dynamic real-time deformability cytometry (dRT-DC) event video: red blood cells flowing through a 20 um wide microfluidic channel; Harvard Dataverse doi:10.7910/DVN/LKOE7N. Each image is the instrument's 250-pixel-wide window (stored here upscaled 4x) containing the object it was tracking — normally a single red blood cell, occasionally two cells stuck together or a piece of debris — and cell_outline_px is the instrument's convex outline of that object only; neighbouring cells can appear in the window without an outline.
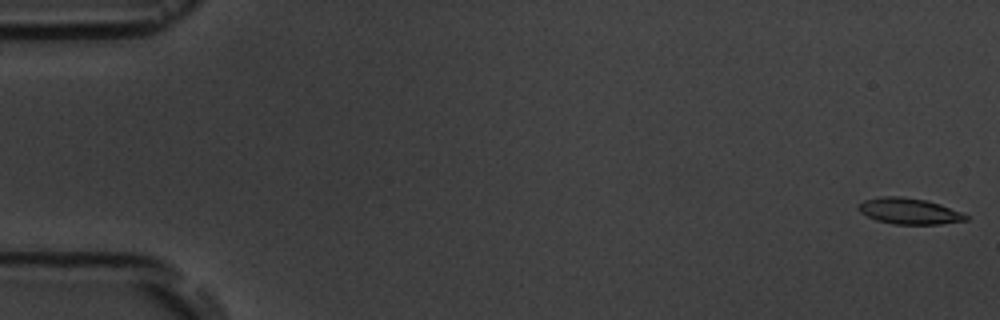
{"species": "common noctule bat (a hibernating species)", "species_latin": "Nyctalus noctula", "temperature_condition": "room temperature", "stored_images_in_passage": 13, "camera_frame_rate_fps": 3000, "um_per_image_px": 0.085, "animal": {"sex": "male", "body_mass_g": 19.5, "forearm_length_mm": 54.6}, "frame": {"image": 1, "passage_image": 1, "time_ms": 0.0, "image_size_px": [1000, 320], "cell_outline_px": [[968, 220], [940, 224], [892, 224], [876, 220], [860, 212], [856, 208], [856, 204], [864, 200], [880, 196], [900, 196], [928, 200], [940, 204], [960, 212], [968, 216]], "centroid_in_image_um": [77.23, 17.93], "position_along_channel_um": 7.8, "area_um2": 16.42}}
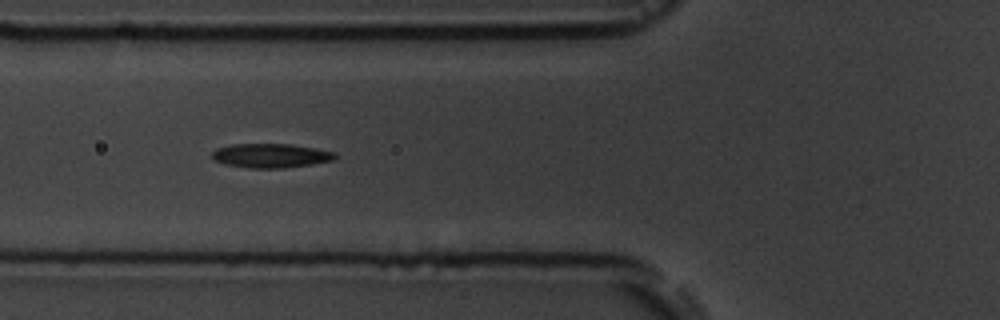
{"frame": {"image": 2, "passage_image": 6, "time_ms": 6.667, "image_size_px": [1000, 320], "cell_outline_px": [[336, 156], [332, 160], [312, 164], [284, 168], [248, 168], [224, 164], [216, 160], [212, 156], [212, 152], [216, 148], [232, 144], [288, 144], [316, 148], [336, 152]], "centroid_in_image_um": [23.01, 13.23], "position_along_channel_um": 102.8, "area_um2": 17.28}}
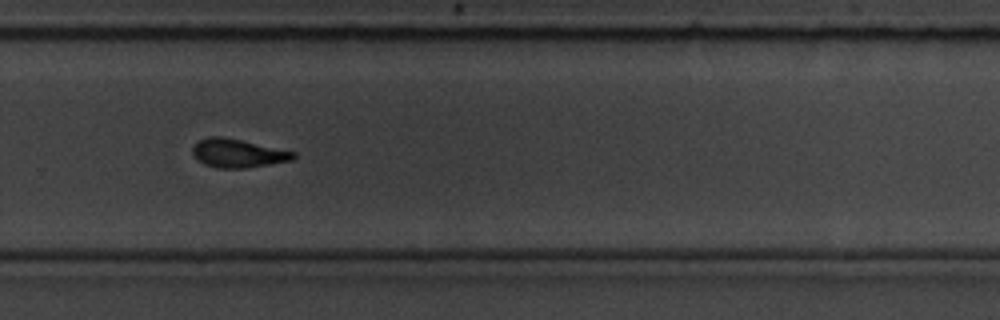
{"frame": {"image": 3, "passage_image": 11, "time_ms": 12.333, "image_size_px": [1000, 320], "cell_outline_px": [[296, 156], [292, 160], [244, 168], [216, 168], [204, 164], [192, 152], [192, 148], [200, 140], [208, 136], [220, 136], [240, 140], [296, 152]], "centroid_in_image_um": [20.22, 13.02], "position_along_channel_um": 309.6, "area_um2": 16.42}, "authors_computed_cell_mechanics": {"area_um2": 16.9354, "velocity_mm_per_s": 3.6602, "shape_relaxation_time_tau1_ms": 3.7338, "shape_relaxation_time_tau2_ms": 7.692, "deformation_change_tau1": 0.1227, "deformation_change_tau2": 0.1418}}